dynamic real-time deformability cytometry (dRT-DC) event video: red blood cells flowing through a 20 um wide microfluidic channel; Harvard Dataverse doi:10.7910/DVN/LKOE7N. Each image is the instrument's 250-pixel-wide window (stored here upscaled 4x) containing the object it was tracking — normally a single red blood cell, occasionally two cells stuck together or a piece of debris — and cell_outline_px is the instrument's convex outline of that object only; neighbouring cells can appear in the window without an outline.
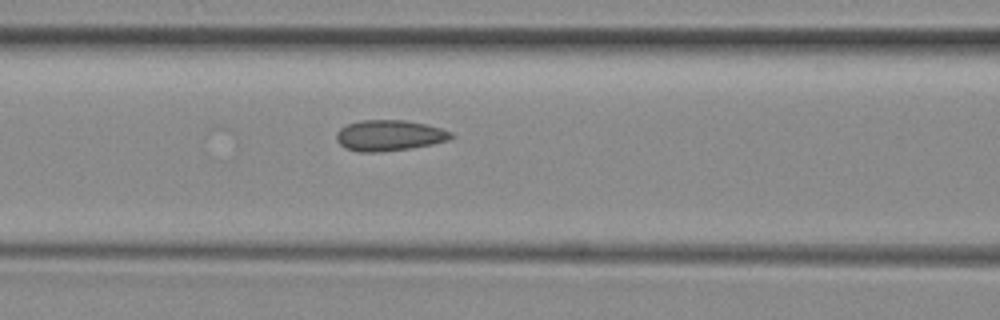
{"species": "common noctule bat (a hibernating species)", "species_latin": "Nyctalus noctula", "temperature_condition": "room temperature", "stored_images_in_passage": 5, "camera_frame_rate_fps": 3000, "um_per_image_px": 0.085, "animal": {"sex": "female", "body_mass_g": 29.2, "forearm_length_mm": 56.3}, "frame": {"image": 1, "passage_image": 5, "time_ms": 5.667, "image_size_px": [1000, 320], "cell_outline_px": [[452, 136], [448, 140], [432, 144], [412, 148], [380, 152], [360, 152], [344, 148], [336, 140], [336, 132], [340, 128], [348, 124], [360, 120], [404, 120], [428, 124], [452, 132]], "centroid_in_image_um": [33.06, 11.51], "position_along_channel_um": 133.5, "area_um2": 20.69}}